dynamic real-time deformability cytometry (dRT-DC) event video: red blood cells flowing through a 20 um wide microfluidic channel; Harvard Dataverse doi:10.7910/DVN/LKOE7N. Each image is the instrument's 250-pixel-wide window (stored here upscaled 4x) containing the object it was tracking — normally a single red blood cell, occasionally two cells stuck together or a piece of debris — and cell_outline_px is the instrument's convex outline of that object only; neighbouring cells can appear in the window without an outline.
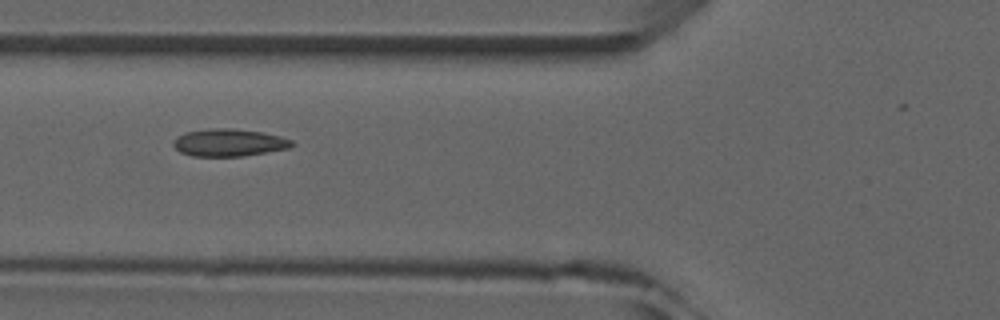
{"species": "common noctule bat (a hibernating species)", "species_latin": "Nyctalus noctula", "temperature_condition": "room temperature", "stored_images_in_passage": 8, "camera_frame_rate_fps": 3000, "um_per_image_px": 0.085, "animal": {"sex": "male", "forearm_length_mm": 52.5}, "frame": {"image": 1, "passage_image": 6, "time_ms": 6.0, "image_size_px": [1000, 320], "cell_outline_px": [[296, 144], [288, 148], [244, 156], [192, 156], [180, 152], [172, 144], [184, 132], [212, 128], [232, 128], [260, 132], [280, 136], [292, 140]], "centroid_in_image_um": [19.48, 12.12], "position_along_channel_um": 106.3, "area_um2": 18.79}}
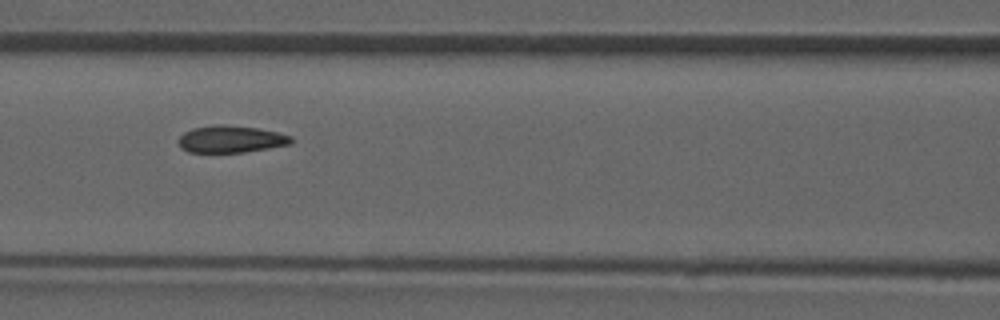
{"frame": {"image": 2, "passage_image": 7, "time_ms": 7.0, "image_size_px": [1000, 320], "cell_outline_px": [[292, 144], [244, 152], [188, 152], [180, 148], [180, 136], [184, 132], [192, 128], [216, 124], [224, 124], [256, 128], [276, 132], [292, 136]], "centroid_in_image_um": [19.62, 11.82], "position_along_channel_um": 147.0, "area_um2": 17.69}}